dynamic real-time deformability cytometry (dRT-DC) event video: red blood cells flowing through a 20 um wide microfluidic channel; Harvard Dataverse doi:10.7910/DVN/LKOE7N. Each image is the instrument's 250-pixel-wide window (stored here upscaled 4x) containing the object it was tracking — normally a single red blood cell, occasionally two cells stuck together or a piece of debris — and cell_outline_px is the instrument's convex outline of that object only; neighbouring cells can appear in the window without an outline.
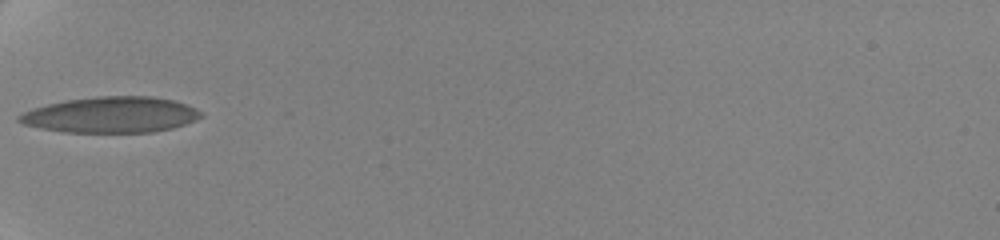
{"species": "human", "species_latin": "Homo sapiens", "temperature_condition": "cold", "stored_images_in_passage": 8, "camera_frame_rate_fps": 3000, "um_per_image_px": 0.085, "donor": {"sex": "female"}, "frame": {"image": 1, "passage_image": 1, "time_ms": 0.0, "image_size_px": [1000, 240], "cell_outline_px": [[204, 116], [196, 120], [172, 128], [152, 132], [64, 132], [40, 128], [24, 124], [16, 120], [16, 116], [32, 108], [48, 104], [68, 100], [96, 96], [152, 96], [176, 100], [196, 108], [204, 112]], "centroid_in_image_um": [9.47, 9.75], "position_along_channel_um": 75.5, "area_um2": 38.21}}
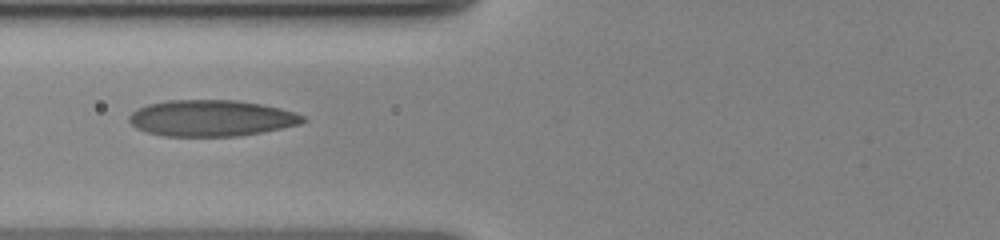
{"frame": {"image": 2, "passage_image": 3, "time_ms": 1.0, "image_size_px": [1000, 240], "cell_outline_px": [[308, 120], [300, 124], [260, 132], [236, 136], [164, 136], [148, 132], [136, 128], [128, 120], [128, 116], [132, 112], [148, 104], [168, 100], [236, 100], [260, 104], [280, 108], [304, 116]], "centroid_in_image_um": [17.95, 10.04], "position_along_channel_um": 107.9, "area_um2": 36.47}}
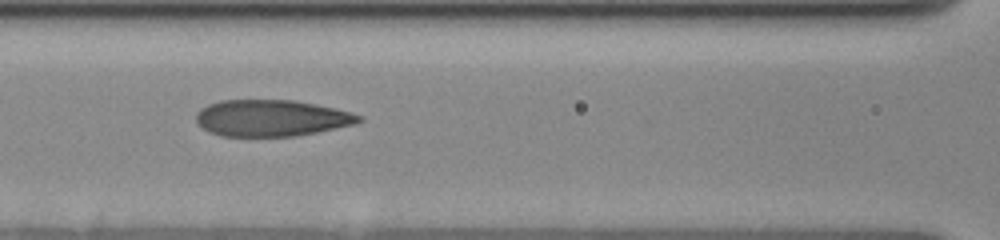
{"frame": {"image": 3, "passage_image": 6, "time_ms": 2.0, "image_size_px": [1000, 240], "cell_outline_px": [[364, 120], [356, 124], [296, 136], [220, 136], [208, 132], [196, 124], [196, 112], [200, 108], [208, 104], [220, 100], [296, 100], [336, 108], [352, 112], [364, 116]], "centroid_in_image_um": [23.07, 10.03], "position_along_channel_um": 143.5, "area_um2": 35.08}}